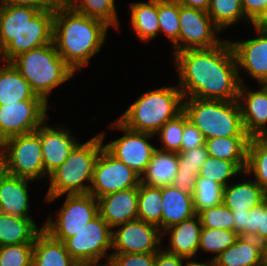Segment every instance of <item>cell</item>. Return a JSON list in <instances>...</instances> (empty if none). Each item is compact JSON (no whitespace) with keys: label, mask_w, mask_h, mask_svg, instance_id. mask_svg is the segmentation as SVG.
Masks as SVG:
<instances>
[{"label":"cell","mask_w":267,"mask_h":266,"mask_svg":"<svg viewBox=\"0 0 267 266\" xmlns=\"http://www.w3.org/2000/svg\"><path fill=\"white\" fill-rule=\"evenodd\" d=\"M261 85L267 90V79Z\"/></svg>","instance_id":"56"},{"label":"cell","mask_w":267,"mask_h":266,"mask_svg":"<svg viewBox=\"0 0 267 266\" xmlns=\"http://www.w3.org/2000/svg\"><path fill=\"white\" fill-rule=\"evenodd\" d=\"M184 99L176 87H162L141 95L118 119L127 128L156 134L167 122L183 112Z\"/></svg>","instance_id":"4"},{"label":"cell","mask_w":267,"mask_h":266,"mask_svg":"<svg viewBox=\"0 0 267 266\" xmlns=\"http://www.w3.org/2000/svg\"><path fill=\"white\" fill-rule=\"evenodd\" d=\"M224 186L204 177H198L192 193L195 213L223 203Z\"/></svg>","instance_id":"37"},{"label":"cell","mask_w":267,"mask_h":266,"mask_svg":"<svg viewBox=\"0 0 267 266\" xmlns=\"http://www.w3.org/2000/svg\"><path fill=\"white\" fill-rule=\"evenodd\" d=\"M44 172L49 176L60 167L78 144L68 130L40 126Z\"/></svg>","instance_id":"19"},{"label":"cell","mask_w":267,"mask_h":266,"mask_svg":"<svg viewBox=\"0 0 267 266\" xmlns=\"http://www.w3.org/2000/svg\"><path fill=\"white\" fill-rule=\"evenodd\" d=\"M63 0H1V6H25L38 10L56 9Z\"/></svg>","instance_id":"47"},{"label":"cell","mask_w":267,"mask_h":266,"mask_svg":"<svg viewBox=\"0 0 267 266\" xmlns=\"http://www.w3.org/2000/svg\"><path fill=\"white\" fill-rule=\"evenodd\" d=\"M3 171V166H2V162H1V159H0V173Z\"/></svg>","instance_id":"57"},{"label":"cell","mask_w":267,"mask_h":266,"mask_svg":"<svg viewBox=\"0 0 267 266\" xmlns=\"http://www.w3.org/2000/svg\"><path fill=\"white\" fill-rule=\"evenodd\" d=\"M250 136L217 137L205 140L208 156L231 162H247Z\"/></svg>","instance_id":"30"},{"label":"cell","mask_w":267,"mask_h":266,"mask_svg":"<svg viewBox=\"0 0 267 266\" xmlns=\"http://www.w3.org/2000/svg\"><path fill=\"white\" fill-rule=\"evenodd\" d=\"M257 27L262 30L267 31V12L263 15V17L255 24Z\"/></svg>","instance_id":"53"},{"label":"cell","mask_w":267,"mask_h":266,"mask_svg":"<svg viewBox=\"0 0 267 266\" xmlns=\"http://www.w3.org/2000/svg\"><path fill=\"white\" fill-rule=\"evenodd\" d=\"M106 256L110 266H154L156 253H119Z\"/></svg>","instance_id":"44"},{"label":"cell","mask_w":267,"mask_h":266,"mask_svg":"<svg viewBox=\"0 0 267 266\" xmlns=\"http://www.w3.org/2000/svg\"><path fill=\"white\" fill-rule=\"evenodd\" d=\"M244 89V83H241L237 98L244 129L250 137L267 136V90L263 86L254 92Z\"/></svg>","instance_id":"18"},{"label":"cell","mask_w":267,"mask_h":266,"mask_svg":"<svg viewBox=\"0 0 267 266\" xmlns=\"http://www.w3.org/2000/svg\"><path fill=\"white\" fill-rule=\"evenodd\" d=\"M55 9L0 5V51L6 62L53 42Z\"/></svg>","instance_id":"3"},{"label":"cell","mask_w":267,"mask_h":266,"mask_svg":"<svg viewBox=\"0 0 267 266\" xmlns=\"http://www.w3.org/2000/svg\"><path fill=\"white\" fill-rule=\"evenodd\" d=\"M234 217V232L238 236L247 237V214L249 211H231Z\"/></svg>","instance_id":"50"},{"label":"cell","mask_w":267,"mask_h":266,"mask_svg":"<svg viewBox=\"0 0 267 266\" xmlns=\"http://www.w3.org/2000/svg\"><path fill=\"white\" fill-rule=\"evenodd\" d=\"M245 16L256 24L267 12V0H241Z\"/></svg>","instance_id":"46"},{"label":"cell","mask_w":267,"mask_h":266,"mask_svg":"<svg viewBox=\"0 0 267 266\" xmlns=\"http://www.w3.org/2000/svg\"><path fill=\"white\" fill-rule=\"evenodd\" d=\"M178 164V153L156 148L149 164L140 176V183L154 187L172 185L178 172Z\"/></svg>","instance_id":"24"},{"label":"cell","mask_w":267,"mask_h":266,"mask_svg":"<svg viewBox=\"0 0 267 266\" xmlns=\"http://www.w3.org/2000/svg\"><path fill=\"white\" fill-rule=\"evenodd\" d=\"M179 89L184 99L237 100L242 80L230 41L209 49H187L174 53ZM186 96V97H185Z\"/></svg>","instance_id":"1"},{"label":"cell","mask_w":267,"mask_h":266,"mask_svg":"<svg viewBox=\"0 0 267 266\" xmlns=\"http://www.w3.org/2000/svg\"><path fill=\"white\" fill-rule=\"evenodd\" d=\"M182 6L207 12L210 0H177Z\"/></svg>","instance_id":"51"},{"label":"cell","mask_w":267,"mask_h":266,"mask_svg":"<svg viewBox=\"0 0 267 266\" xmlns=\"http://www.w3.org/2000/svg\"><path fill=\"white\" fill-rule=\"evenodd\" d=\"M198 216L203 228L234 231V217L224 203L203 209L198 213Z\"/></svg>","instance_id":"39"},{"label":"cell","mask_w":267,"mask_h":266,"mask_svg":"<svg viewBox=\"0 0 267 266\" xmlns=\"http://www.w3.org/2000/svg\"><path fill=\"white\" fill-rule=\"evenodd\" d=\"M75 262L62 241L54 239L44 230L36 236L32 266H73Z\"/></svg>","instance_id":"26"},{"label":"cell","mask_w":267,"mask_h":266,"mask_svg":"<svg viewBox=\"0 0 267 266\" xmlns=\"http://www.w3.org/2000/svg\"><path fill=\"white\" fill-rule=\"evenodd\" d=\"M259 37L241 42H230L236 57L237 67L245 69L258 82L267 79V31L255 24Z\"/></svg>","instance_id":"16"},{"label":"cell","mask_w":267,"mask_h":266,"mask_svg":"<svg viewBox=\"0 0 267 266\" xmlns=\"http://www.w3.org/2000/svg\"><path fill=\"white\" fill-rule=\"evenodd\" d=\"M118 127L125 132L121 138L116 139L104 147L118 160L125 163L140 176L149 164L155 146L147 142L154 134L134 131L124 126L118 119L112 128Z\"/></svg>","instance_id":"14"},{"label":"cell","mask_w":267,"mask_h":266,"mask_svg":"<svg viewBox=\"0 0 267 266\" xmlns=\"http://www.w3.org/2000/svg\"><path fill=\"white\" fill-rule=\"evenodd\" d=\"M119 227L117 231H113L112 249L116 251L112 254H146L160 250L157 244H160L163 233L158 226L135 219Z\"/></svg>","instance_id":"15"},{"label":"cell","mask_w":267,"mask_h":266,"mask_svg":"<svg viewBox=\"0 0 267 266\" xmlns=\"http://www.w3.org/2000/svg\"><path fill=\"white\" fill-rule=\"evenodd\" d=\"M29 179L11 176L4 171L0 173V212L17 217L31 218L28 215Z\"/></svg>","instance_id":"20"},{"label":"cell","mask_w":267,"mask_h":266,"mask_svg":"<svg viewBox=\"0 0 267 266\" xmlns=\"http://www.w3.org/2000/svg\"><path fill=\"white\" fill-rule=\"evenodd\" d=\"M112 228L98 215L63 243L76 262L99 261L112 248Z\"/></svg>","instance_id":"12"},{"label":"cell","mask_w":267,"mask_h":266,"mask_svg":"<svg viewBox=\"0 0 267 266\" xmlns=\"http://www.w3.org/2000/svg\"><path fill=\"white\" fill-rule=\"evenodd\" d=\"M33 244L0 246V266H32Z\"/></svg>","instance_id":"41"},{"label":"cell","mask_w":267,"mask_h":266,"mask_svg":"<svg viewBox=\"0 0 267 266\" xmlns=\"http://www.w3.org/2000/svg\"><path fill=\"white\" fill-rule=\"evenodd\" d=\"M3 67L0 68V106L17 101L43 100L32 91L29 82L11 62H6Z\"/></svg>","instance_id":"25"},{"label":"cell","mask_w":267,"mask_h":266,"mask_svg":"<svg viewBox=\"0 0 267 266\" xmlns=\"http://www.w3.org/2000/svg\"><path fill=\"white\" fill-rule=\"evenodd\" d=\"M179 25V52L187 49H209L223 42L215 37V32L219 33L221 30L205 11L179 4Z\"/></svg>","instance_id":"13"},{"label":"cell","mask_w":267,"mask_h":266,"mask_svg":"<svg viewBox=\"0 0 267 266\" xmlns=\"http://www.w3.org/2000/svg\"><path fill=\"white\" fill-rule=\"evenodd\" d=\"M247 237H254L262 244L267 242V199L249 210V214H247Z\"/></svg>","instance_id":"42"},{"label":"cell","mask_w":267,"mask_h":266,"mask_svg":"<svg viewBox=\"0 0 267 266\" xmlns=\"http://www.w3.org/2000/svg\"><path fill=\"white\" fill-rule=\"evenodd\" d=\"M244 173H254L255 181L267 194V136L250 137Z\"/></svg>","instance_id":"32"},{"label":"cell","mask_w":267,"mask_h":266,"mask_svg":"<svg viewBox=\"0 0 267 266\" xmlns=\"http://www.w3.org/2000/svg\"><path fill=\"white\" fill-rule=\"evenodd\" d=\"M184 130V112L167 121L157 132L164 147L159 150L181 152L182 133Z\"/></svg>","instance_id":"40"},{"label":"cell","mask_w":267,"mask_h":266,"mask_svg":"<svg viewBox=\"0 0 267 266\" xmlns=\"http://www.w3.org/2000/svg\"><path fill=\"white\" fill-rule=\"evenodd\" d=\"M205 146L202 132L190 121L184 113V130L182 133L181 150H191L194 147Z\"/></svg>","instance_id":"45"},{"label":"cell","mask_w":267,"mask_h":266,"mask_svg":"<svg viewBox=\"0 0 267 266\" xmlns=\"http://www.w3.org/2000/svg\"><path fill=\"white\" fill-rule=\"evenodd\" d=\"M0 147L5 173L31 181L47 175L43 167L40 127L34 132L8 138Z\"/></svg>","instance_id":"8"},{"label":"cell","mask_w":267,"mask_h":266,"mask_svg":"<svg viewBox=\"0 0 267 266\" xmlns=\"http://www.w3.org/2000/svg\"><path fill=\"white\" fill-rule=\"evenodd\" d=\"M103 138L104 135L99 134L75 146L65 162L48 176L50 187L46 200H54L65 193L86 194L89 192L91 185L83 183L84 181L92 183L94 165L104 147Z\"/></svg>","instance_id":"6"},{"label":"cell","mask_w":267,"mask_h":266,"mask_svg":"<svg viewBox=\"0 0 267 266\" xmlns=\"http://www.w3.org/2000/svg\"><path fill=\"white\" fill-rule=\"evenodd\" d=\"M183 112L203 134L205 140L217 137L249 136L244 129L237 100L187 98Z\"/></svg>","instance_id":"7"},{"label":"cell","mask_w":267,"mask_h":266,"mask_svg":"<svg viewBox=\"0 0 267 266\" xmlns=\"http://www.w3.org/2000/svg\"><path fill=\"white\" fill-rule=\"evenodd\" d=\"M91 184L88 193L98 199L116 191L138 187L140 175L103 147L94 165Z\"/></svg>","instance_id":"10"},{"label":"cell","mask_w":267,"mask_h":266,"mask_svg":"<svg viewBox=\"0 0 267 266\" xmlns=\"http://www.w3.org/2000/svg\"><path fill=\"white\" fill-rule=\"evenodd\" d=\"M109 27L99 19L75 11L62 1L55 9L53 43L59 55L76 72L100 52Z\"/></svg>","instance_id":"2"},{"label":"cell","mask_w":267,"mask_h":266,"mask_svg":"<svg viewBox=\"0 0 267 266\" xmlns=\"http://www.w3.org/2000/svg\"><path fill=\"white\" fill-rule=\"evenodd\" d=\"M267 194L253 180L233 185H227L223 190V203L231 211H249L263 203Z\"/></svg>","instance_id":"28"},{"label":"cell","mask_w":267,"mask_h":266,"mask_svg":"<svg viewBox=\"0 0 267 266\" xmlns=\"http://www.w3.org/2000/svg\"><path fill=\"white\" fill-rule=\"evenodd\" d=\"M44 100L17 101L0 106V144L8 138L36 131L46 120Z\"/></svg>","instance_id":"11"},{"label":"cell","mask_w":267,"mask_h":266,"mask_svg":"<svg viewBox=\"0 0 267 266\" xmlns=\"http://www.w3.org/2000/svg\"><path fill=\"white\" fill-rule=\"evenodd\" d=\"M159 33L162 31L179 52V3L177 0H158Z\"/></svg>","instance_id":"36"},{"label":"cell","mask_w":267,"mask_h":266,"mask_svg":"<svg viewBox=\"0 0 267 266\" xmlns=\"http://www.w3.org/2000/svg\"><path fill=\"white\" fill-rule=\"evenodd\" d=\"M184 259L186 258L168 253L160 249L156 253L154 266H184Z\"/></svg>","instance_id":"49"},{"label":"cell","mask_w":267,"mask_h":266,"mask_svg":"<svg viewBox=\"0 0 267 266\" xmlns=\"http://www.w3.org/2000/svg\"><path fill=\"white\" fill-rule=\"evenodd\" d=\"M207 157L208 152L206 146L194 147L191 150H181L178 153L179 164L177 171H192L199 175L200 168Z\"/></svg>","instance_id":"43"},{"label":"cell","mask_w":267,"mask_h":266,"mask_svg":"<svg viewBox=\"0 0 267 266\" xmlns=\"http://www.w3.org/2000/svg\"><path fill=\"white\" fill-rule=\"evenodd\" d=\"M201 229L202 225L198 214L167 228L164 230V234H167L165 232L169 233L171 231V247L165 251L184 257L189 261L198 252Z\"/></svg>","instance_id":"22"},{"label":"cell","mask_w":267,"mask_h":266,"mask_svg":"<svg viewBox=\"0 0 267 266\" xmlns=\"http://www.w3.org/2000/svg\"><path fill=\"white\" fill-rule=\"evenodd\" d=\"M162 233L167 228L196 215L193 195L173 185L162 187Z\"/></svg>","instance_id":"21"},{"label":"cell","mask_w":267,"mask_h":266,"mask_svg":"<svg viewBox=\"0 0 267 266\" xmlns=\"http://www.w3.org/2000/svg\"><path fill=\"white\" fill-rule=\"evenodd\" d=\"M131 25L140 40L147 41L159 34L158 0L131 5Z\"/></svg>","instance_id":"29"},{"label":"cell","mask_w":267,"mask_h":266,"mask_svg":"<svg viewBox=\"0 0 267 266\" xmlns=\"http://www.w3.org/2000/svg\"><path fill=\"white\" fill-rule=\"evenodd\" d=\"M246 164L247 162H231L208 156L200 168L198 177L207 178L225 187L229 178L240 172L244 174Z\"/></svg>","instance_id":"34"},{"label":"cell","mask_w":267,"mask_h":266,"mask_svg":"<svg viewBox=\"0 0 267 266\" xmlns=\"http://www.w3.org/2000/svg\"><path fill=\"white\" fill-rule=\"evenodd\" d=\"M207 13L220 30L243 19L252 23L245 16L241 0H210Z\"/></svg>","instance_id":"35"},{"label":"cell","mask_w":267,"mask_h":266,"mask_svg":"<svg viewBox=\"0 0 267 266\" xmlns=\"http://www.w3.org/2000/svg\"><path fill=\"white\" fill-rule=\"evenodd\" d=\"M73 266H102L98 265V261L75 262ZM103 266H110L109 260Z\"/></svg>","instance_id":"52"},{"label":"cell","mask_w":267,"mask_h":266,"mask_svg":"<svg viewBox=\"0 0 267 266\" xmlns=\"http://www.w3.org/2000/svg\"><path fill=\"white\" fill-rule=\"evenodd\" d=\"M43 230L37 228L32 218L12 216L0 212V246L34 244L36 236Z\"/></svg>","instance_id":"27"},{"label":"cell","mask_w":267,"mask_h":266,"mask_svg":"<svg viewBox=\"0 0 267 266\" xmlns=\"http://www.w3.org/2000/svg\"><path fill=\"white\" fill-rule=\"evenodd\" d=\"M162 187L140 183L138 186V219L159 227L162 233ZM161 226V227H160Z\"/></svg>","instance_id":"31"},{"label":"cell","mask_w":267,"mask_h":266,"mask_svg":"<svg viewBox=\"0 0 267 266\" xmlns=\"http://www.w3.org/2000/svg\"><path fill=\"white\" fill-rule=\"evenodd\" d=\"M262 265L267 266V242L262 244Z\"/></svg>","instance_id":"54"},{"label":"cell","mask_w":267,"mask_h":266,"mask_svg":"<svg viewBox=\"0 0 267 266\" xmlns=\"http://www.w3.org/2000/svg\"><path fill=\"white\" fill-rule=\"evenodd\" d=\"M11 63L29 82L32 91L46 103L51 90L75 73L59 55L53 42L22 53Z\"/></svg>","instance_id":"5"},{"label":"cell","mask_w":267,"mask_h":266,"mask_svg":"<svg viewBox=\"0 0 267 266\" xmlns=\"http://www.w3.org/2000/svg\"><path fill=\"white\" fill-rule=\"evenodd\" d=\"M213 262L215 266H263L262 243L254 237L239 236Z\"/></svg>","instance_id":"23"},{"label":"cell","mask_w":267,"mask_h":266,"mask_svg":"<svg viewBox=\"0 0 267 266\" xmlns=\"http://www.w3.org/2000/svg\"><path fill=\"white\" fill-rule=\"evenodd\" d=\"M99 215L112 228L138 219V187L98 198Z\"/></svg>","instance_id":"17"},{"label":"cell","mask_w":267,"mask_h":266,"mask_svg":"<svg viewBox=\"0 0 267 266\" xmlns=\"http://www.w3.org/2000/svg\"><path fill=\"white\" fill-rule=\"evenodd\" d=\"M198 175L195 172L178 171L173 180V186L182 192L193 193L196 189Z\"/></svg>","instance_id":"48"},{"label":"cell","mask_w":267,"mask_h":266,"mask_svg":"<svg viewBox=\"0 0 267 266\" xmlns=\"http://www.w3.org/2000/svg\"><path fill=\"white\" fill-rule=\"evenodd\" d=\"M56 221L48 219L42 227L51 237L64 242L99 215L98 199L90 193L67 194Z\"/></svg>","instance_id":"9"},{"label":"cell","mask_w":267,"mask_h":266,"mask_svg":"<svg viewBox=\"0 0 267 266\" xmlns=\"http://www.w3.org/2000/svg\"><path fill=\"white\" fill-rule=\"evenodd\" d=\"M75 11L118 27L114 0H63Z\"/></svg>","instance_id":"33"},{"label":"cell","mask_w":267,"mask_h":266,"mask_svg":"<svg viewBox=\"0 0 267 266\" xmlns=\"http://www.w3.org/2000/svg\"><path fill=\"white\" fill-rule=\"evenodd\" d=\"M185 266H215L214 265V262L213 260L210 261V263H197V262H193V261H190V262H186V265Z\"/></svg>","instance_id":"55"},{"label":"cell","mask_w":267,"mask_h":266,"mask_svg":"<svg viewBox=\"0 0 267 266\" xmlns=\"http://www.w3.org/2000/svg\"><path fill=\"white\" fill-rule=\"evenodd\" d=\"M239 236L233 230H220L203 228L200 233L199 249L216 253L214 260L219 254L235 243Z\"/></svg>","instance_id":"38"}]
</instances>
